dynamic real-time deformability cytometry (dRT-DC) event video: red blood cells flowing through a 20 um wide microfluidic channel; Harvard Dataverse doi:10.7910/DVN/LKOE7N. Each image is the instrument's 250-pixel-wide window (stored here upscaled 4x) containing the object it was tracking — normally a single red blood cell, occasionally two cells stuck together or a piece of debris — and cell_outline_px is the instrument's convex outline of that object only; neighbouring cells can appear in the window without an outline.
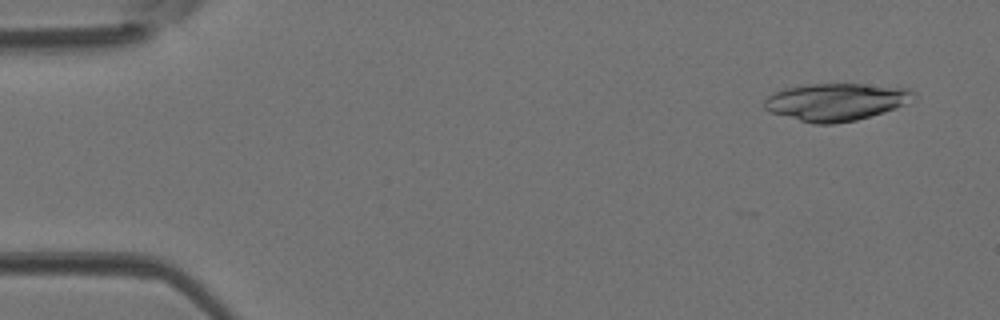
{"species": "Egyptian fruit bat (a non-hibernating species)", "species_latin": "Rousettus aegyptiacus", "temperature_condition": "room temperature", "stored_images_in_passage": 5, "camera_frame_rate_fps": 3000, "um_per_image_px": 0.085, "animal": {"sex": "female"}, "frame": {"image": 1, "passage_image": 3, "time_ms": 0.667, "image_size_px": [1000, 320], "cell_outline_px": [[916, 100], [896, 108], [884, 112], [856, 120], [832, 124], [812, 124], [772, 112], [764, 108], [764, 100], [768, 96], [784, 88], [808, 84], [864, 84], [908, 88], [916, 92]], "centroid_in_image_um": [71.12, 8.66], "position_along_channel_um": 13.9, "area_um2": 32.66}}